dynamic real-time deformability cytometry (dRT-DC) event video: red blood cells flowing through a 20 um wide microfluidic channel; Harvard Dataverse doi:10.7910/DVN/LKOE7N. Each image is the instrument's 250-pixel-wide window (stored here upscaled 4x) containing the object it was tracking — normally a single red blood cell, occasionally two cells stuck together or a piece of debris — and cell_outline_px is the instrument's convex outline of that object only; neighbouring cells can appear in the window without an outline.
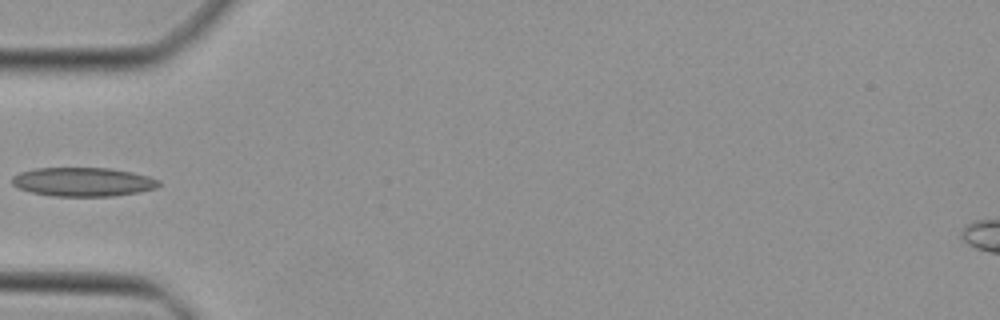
{"species": "Egyptian fruit bat (a non-hibernating species)", "species_latin": "Rousettus aegyptiacus", "temperature_condition": "cold", "stored_images_in_passage": 24, "camera_frame_rate_fps": 3000, "um_per_image_px": 0.085, "animal": {"sex": "female"}, "frame": {"image": 1, "passage_image": 1, "time_ms": 0.0, "image_size_px": [1000, 320], "cell_outline_px": [[160, 184], [156, 188], [140, 192], [112, 196], [52, 196], [32, 192], [20, 188], [12, 184], [12, 176], [20, 172], [36, 168], [108, 168], [132, 172], [148, 176], [160, 180]], "centroid_in_image_um": [7.07, 15.46], "position_along_channel_um": 77.9, "area_um2": 24.68}}
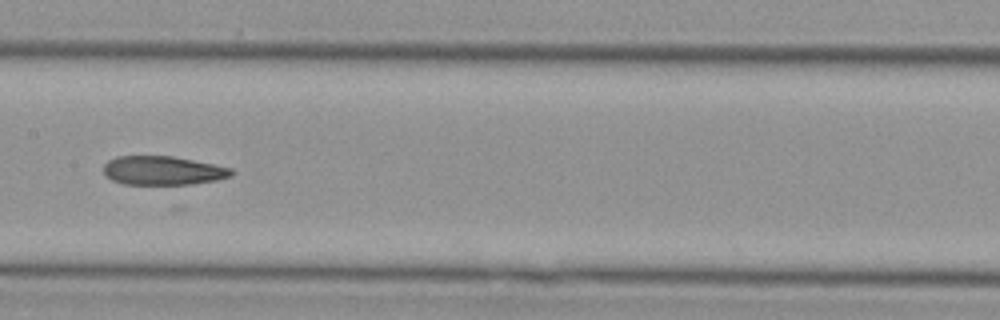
{"frame": {"image": 2, "passage_image": 9, "time_ms": 2.667, "image_size_px": [1000, 320], "cell_outline_px": [[236, 172], [232, 176], [216, 180], [192, 184], [124, 184], [112, 180], [104, 176], [104, 164], [108, 160], [116, 156], [172, 156], [232, 168]], "centroid_in_image_um": [13.84, 14.5], "position_along_channel_um": 193.6, "area_um2": 21.56}}
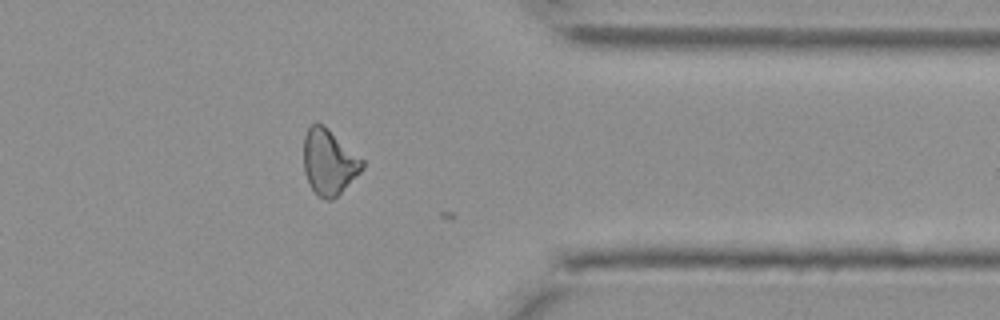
{"frame": {"image": 3, "passage_image": 23, "time_ms": 7.333, "image_size_px": [1000, 320], "cell_outline_px": [[364, 168], [332, 200], [328, 200], [320, 196], [308, 184], [304, 172], [304, 136], [308, 128], [316, 120], [324, 124], [364, 160]], "centroid_in_image_um": [27.95, 13.72], "position_along_channel_um": 383.5, "area_um2": 22.31}}